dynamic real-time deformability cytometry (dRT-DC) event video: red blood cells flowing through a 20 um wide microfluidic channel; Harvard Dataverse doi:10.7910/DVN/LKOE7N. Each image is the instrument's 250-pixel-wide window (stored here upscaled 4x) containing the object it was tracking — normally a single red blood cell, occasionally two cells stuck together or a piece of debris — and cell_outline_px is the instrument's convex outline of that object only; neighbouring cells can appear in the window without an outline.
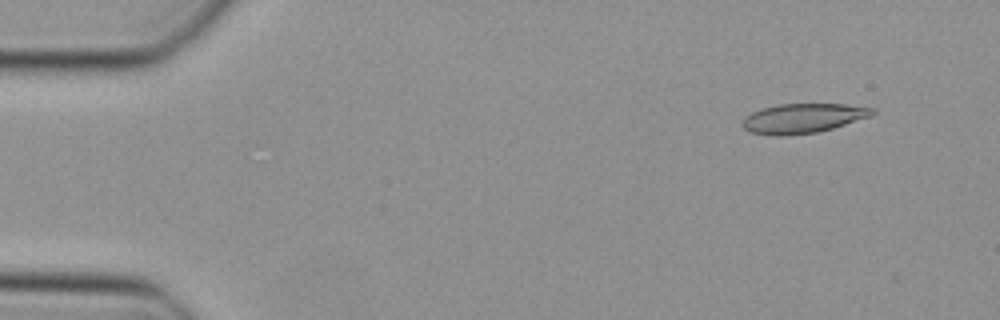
{"species": "Egyptian fruit bat (a non-hibernating species)", "species_latin": "Rousettus aegyptiacus", "temperature_condition": "cold", "stored_images_in_passage": 5, "camera_frame_rate_fps": 3000, "um_per_image_px": 0.085, "animal": {"sex": "female"}, "frame": {"image": 1, "passage_image": 4, "time_ms": 1.0, "image_size_px": [1000, 320], "cell_outline_px": [[876, 112], [872, 116], [832, 128], [816, 132], [784, 136], [772, 136], [748, 132], [740, 124], [744, 116], [752, 112], [776, 104], [844, 104], [876, 108]], "centroid_in_image_um": [68.22, 10.06], "position_along_channel_um": 16.8, "area_um2": 22.6}}